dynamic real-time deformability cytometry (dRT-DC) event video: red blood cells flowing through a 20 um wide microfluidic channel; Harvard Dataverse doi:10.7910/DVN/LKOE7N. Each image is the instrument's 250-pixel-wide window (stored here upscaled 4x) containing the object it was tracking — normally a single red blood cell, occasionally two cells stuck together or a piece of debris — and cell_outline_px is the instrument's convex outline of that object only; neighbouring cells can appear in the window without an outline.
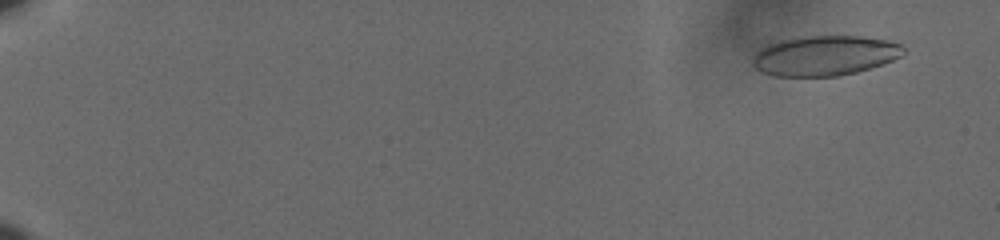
{"species": "human", "species_latin": "Homo sapiens", "temperature_condition": "cold", "stored_images_in_passage": 61, "camera_frame_rate_fps": 3000, "um_per_image_px": 0.085, "donor": {"sex": "male"}, "frame": {"image": 1, "passage_image": 5, "time_ms": 1.333, "image_size_px": [1000, 240], "cell_outline_px": [[904, 52], [900, 56], [892, 60], [856, 72], [836, 76], [776, 76], [764, 72], [756, 68], [752, 60], [756, 52], [768, 44], [800, 36], [860, 36], [888, 40], [900, 44], [904, 48]], "centroid_in_image_um": [70.11, 4.72], "position_along_channel_um": 14.9, "area_um2": 34.74}}
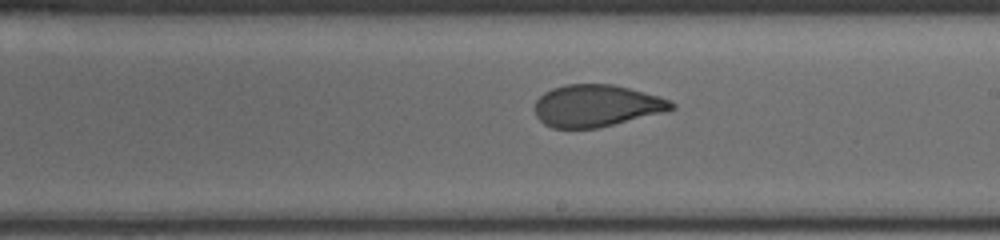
{"frame": {"image": 2, "passage_image": 39, "time_ms": 12.667, "image_size_px": [1000, 240], "cell_outline_px": [[676, 108], [664, 112], [596, 128], [552, 128], [544, 124], [536, 116], [536, 100], [544, 92], [552, 88], [564, 84], [612, 84], [660, 96], [672, 100], [676, 104]], "centroid_in_image_um": [50.71, 8.98], "position_along_channel_um": 238.3, "area_um2": 33.41}}
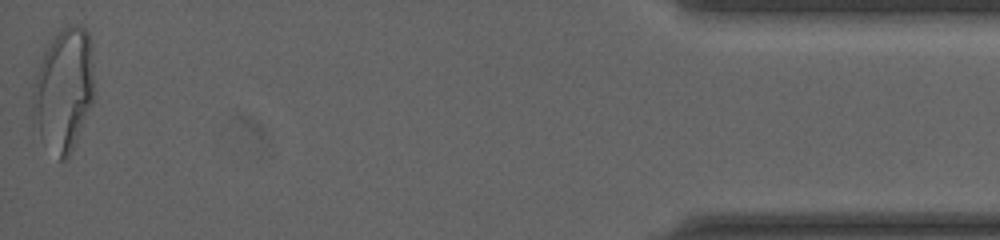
{"frame": {"image": 3, "passage_image": 61, "time_ms": 20.0, "image_size_px": [1000, 240], "cell_outline_px": [[92, 104], [76, 140], [68, 156], [64, 160], [60, 160], [40, 136], [32, 124], [32, 92], [36, 72], [44, 52], [48, 44], [60, 28], [68, 24], [76, 24], [84, 28], [88, 32], [92, 64]], "centroid_in_image_um": [5.37, 7.6], "position_along_channel_um": 429.8, "area_um2": 43.64}, "authors_computed_cell_mechanics": {"area_um2": 34.8534, "velocity_mm_per_s": 3.5972, "shape_relaxation_time_tau1_ms": 4.9876, "shape_relaxation_time_tau2_ms": 1.0507, "deformation_change_tau1": 0.1602, "deformation_change_tau2": 0.0614}}